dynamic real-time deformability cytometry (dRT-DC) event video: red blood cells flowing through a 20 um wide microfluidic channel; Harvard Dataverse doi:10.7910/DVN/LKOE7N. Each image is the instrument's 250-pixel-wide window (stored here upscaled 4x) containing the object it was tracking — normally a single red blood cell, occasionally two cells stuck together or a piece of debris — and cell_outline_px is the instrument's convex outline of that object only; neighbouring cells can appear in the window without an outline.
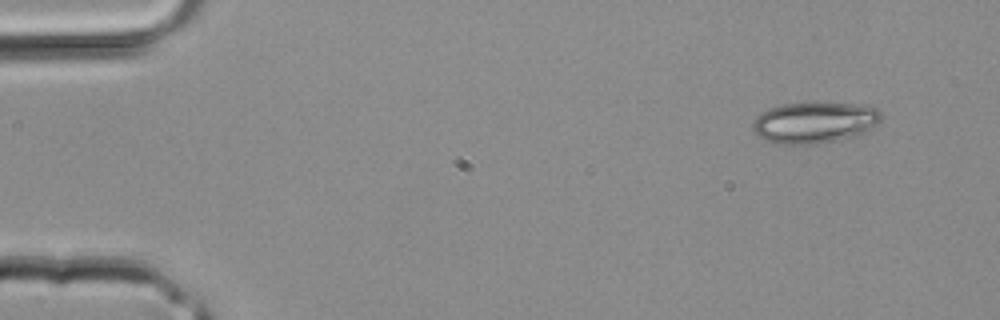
{"species": "common noctule bat (a hibernating species)", "species_latin": "Nyctalus noctula", "temperature_condition": "room temperature", "stored_images_in_passage": 3, "camera_frame_rate_fps": 3000, "um_per_image_px": 0.085, "animal": {"sex": "male", "body_mass_g": 20.4}, "frame": {"image": 1, "passage_image": 1, "time_ms": 0.0, "image_size_px": [1000, 320], "cell_outline_px": [[884, 116], [876, 124], [864, 132], [832, 140], [812, 144], [772, 144], [764, 140], [752, 128], [752, 124], [756, 116], [760, 112], [768, 108], [780, 104], [816, 100], [864, 104], [876, 108]], "centroid_in_image_um": [69.19, 10.34], "position_along_channel_um": 15.8, "area_um2": 31.56}}